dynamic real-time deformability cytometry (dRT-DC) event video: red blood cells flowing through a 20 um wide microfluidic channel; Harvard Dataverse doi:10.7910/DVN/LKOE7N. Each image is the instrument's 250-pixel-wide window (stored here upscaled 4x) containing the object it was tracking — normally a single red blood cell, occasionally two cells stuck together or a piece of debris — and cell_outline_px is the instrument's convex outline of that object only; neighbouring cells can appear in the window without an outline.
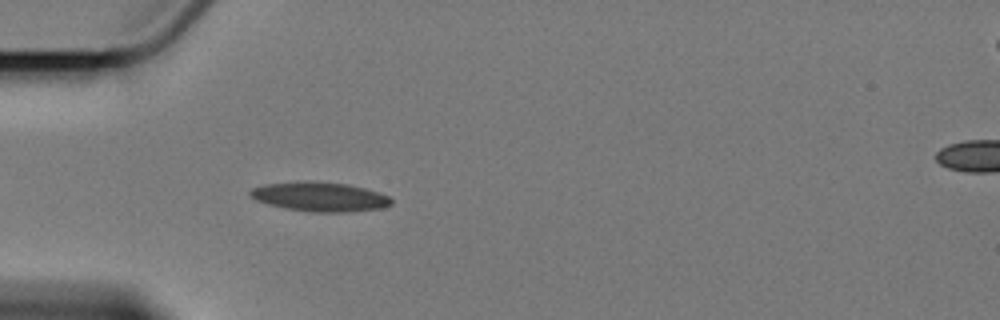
{"species": "Egyptian fruit bat (a non-hibernating species)", "species_latin": "Rousettus aegyptiacus", "temperature_condition": "cold", "stored_images_in_passage": 5, "segment_of_instrument_passage": [1, 2], "camera_frame_rate_fps": 3000, "um_per_image_px": 0.085, "animal": {"sex": "female"}, "frame": {"image": 1, "passage_image": 4, "time_ms": 3.667, "image_size_px": [1000, 320], "cell_outline_px": [[392, 204], [384, 208], [352, 212], [308, 212], [284, 208], [268, 204], [256, 200], [248, 196], [248, 192], [252, 188], [264, 184], [296, 180], [316, 180], [348, 184], [364, 188], [388, 196], [392, 200]], "centroid_in_image_um": [27.14, 16.71], "position_along_channel_um": 57.9, "area_um2": 24.74}}